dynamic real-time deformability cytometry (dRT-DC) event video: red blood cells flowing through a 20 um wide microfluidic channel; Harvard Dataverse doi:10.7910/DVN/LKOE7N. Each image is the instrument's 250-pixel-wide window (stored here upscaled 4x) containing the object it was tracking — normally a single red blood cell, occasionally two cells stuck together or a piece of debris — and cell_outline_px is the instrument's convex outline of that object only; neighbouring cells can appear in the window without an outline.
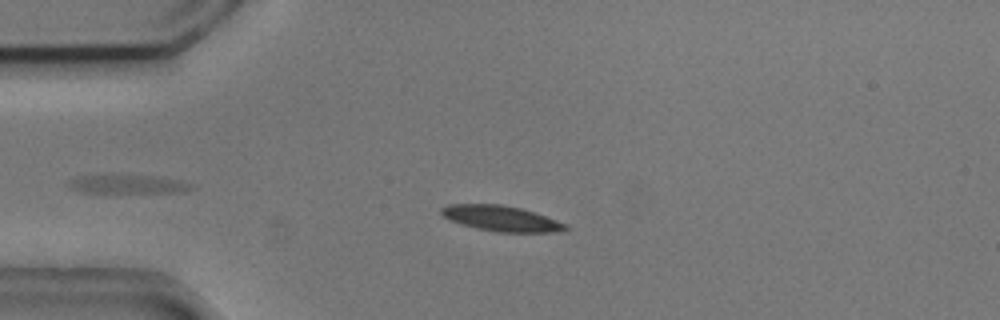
{"species": "common noctule bat (a hibernating species)", "species_latin": "Nyctalus noctula", "temperature_condition": "cold", "stored_images_in_passage": 3, "camera_frame_rate_fps": 3000, "um_per_image_px": 0.085, "animal": {"sex": "male", "body_mass_g": 20.5, "forearm_length_mm": 52.5}, "frame": {"image": 1, "passage_image": 3, "time_ms": 0.667, "image_size_px": [1000, 320], "cell_outline_px": [[572, 228], [556, 232], [496, 232], [464, 224], [452, 220], [444, 216], [440, 212], [440, 208], [448, 204], [500, 204], [520, 208], [536, 212], [568, 224]], "centroid_in_image_um": [42.68, 18.56], "position_along_channel_um": 42.3, "area_um2": 18.38}}